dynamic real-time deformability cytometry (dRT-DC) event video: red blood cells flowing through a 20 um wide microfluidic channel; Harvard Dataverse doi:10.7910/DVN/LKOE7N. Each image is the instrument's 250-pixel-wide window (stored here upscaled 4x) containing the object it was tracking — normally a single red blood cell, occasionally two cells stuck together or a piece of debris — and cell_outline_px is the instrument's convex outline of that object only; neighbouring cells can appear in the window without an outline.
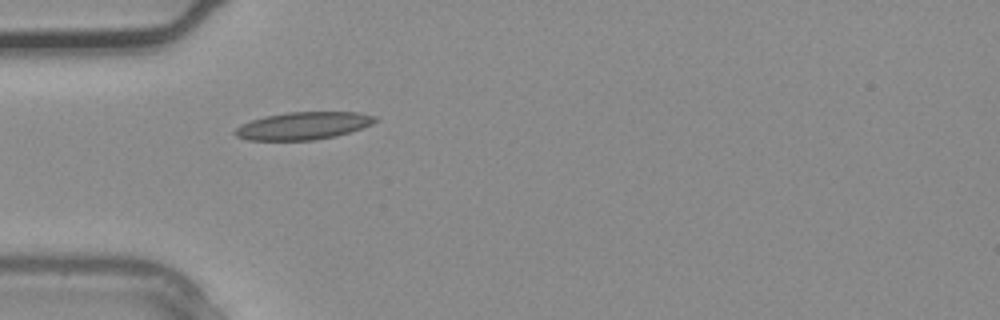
{"species": "common noctule bat (a hibernating species)", "species_latin": "Nyctalus noctula", "temperature_condition": "warm", "stored_images_in_passage": 1, "camera_frame_rate_fps": 3000, "um_per_image_px": 0.085, "animal": {"sex": "male", "body_mass_g": 20.4}, "frame": {"image": 1, "passage_image": 1, "time_ms": 0.0, "image_size_px": [1000, 320], "cell_outline_px": [[380, 120], [372, 124], [336, 136], [316, 140], [248, 140], [236, 136], [232, 132], [240, 124], [264, 116], [288, 112], [356, 112], [376, 116]], "centroid_in_image_um": [25.76, 10.69], "position_along_channel_um": 59.2, "area_um2": 22.54}}